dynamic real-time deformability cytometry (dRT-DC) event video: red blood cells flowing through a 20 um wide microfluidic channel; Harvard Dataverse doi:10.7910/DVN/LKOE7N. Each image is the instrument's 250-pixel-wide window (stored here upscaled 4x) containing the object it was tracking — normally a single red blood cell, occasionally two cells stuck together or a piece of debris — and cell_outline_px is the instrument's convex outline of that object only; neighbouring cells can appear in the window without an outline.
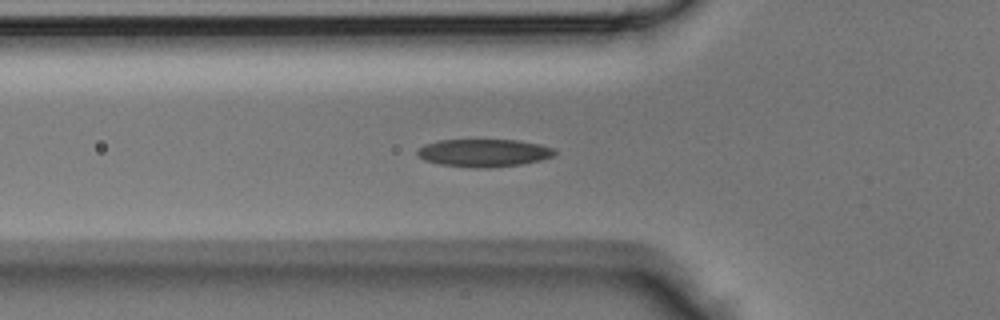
{"species": "Egyptian fruit bat (a non-hibernating species)", "species_latin": "Rousettus aegyptiacus", "temperature_condition": "room temperature", "stored_images_in_passage": 37, "camera_frame_rate_fps": 3000, "um_per_image_px": 0.085, "animal": {"sex": "male"}, "frame": {"image": 1, "passage_image": 8, "time_ms": 2.333, "image_size_px": [1000, 320], "cell_outline_px": [[556, 152], [552, 156], [540, 160], [520, 164], [488, 168], [476, 168], [440, 164], [424, 160], [416, 156], [416, 148], [424, 144], [436, 140], [516, 140], [540, 144], [552, 148]], "centroid_in_image_um": [41.04, 12.99], "position_along_channel_um": 84.8, "area_um2": 22.25}}
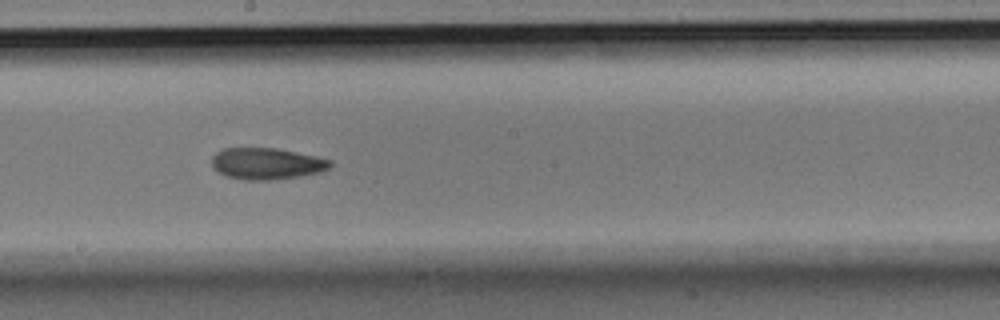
{"frame": {"image": 2, "passage_image": 17, "time_ms": 5.333, "image_size_px": [1000, 320], "cell_outline_px": [[332, 164], [328, 168], [320, 172], [300, 176], [272, 180], [244, 180], [228, 176], [212, 168], [212, 156], [216, 152], [224, 148], [276, 148], [316, 156], [332, 160]], "centroid_in_image_um": [22.66, 13.9], "position_along_channel_um": 225.5, "area_um2": 21.73}}
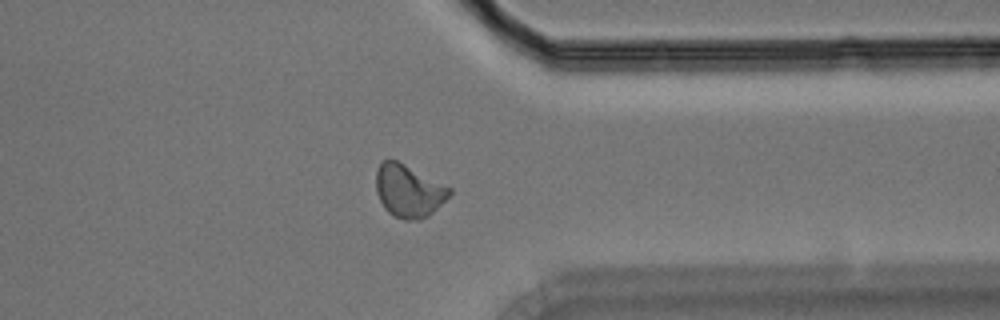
{"frame": {"image": 3, "passage_image": 27, "time_ms": 8.667, "image_size_px": [1000, 320], "cell_outline_px": [[452, 192], [428, 216], [420, 220], [404, 220], [392, 216], [384, 208], [376, 192], [376, 172], [380, 160], [396, 160], [452, 188]], "centroid_in_image_um": [34.7, 16.23], "position_along_channel_um": 376.7, "area_um2": 22.43}}